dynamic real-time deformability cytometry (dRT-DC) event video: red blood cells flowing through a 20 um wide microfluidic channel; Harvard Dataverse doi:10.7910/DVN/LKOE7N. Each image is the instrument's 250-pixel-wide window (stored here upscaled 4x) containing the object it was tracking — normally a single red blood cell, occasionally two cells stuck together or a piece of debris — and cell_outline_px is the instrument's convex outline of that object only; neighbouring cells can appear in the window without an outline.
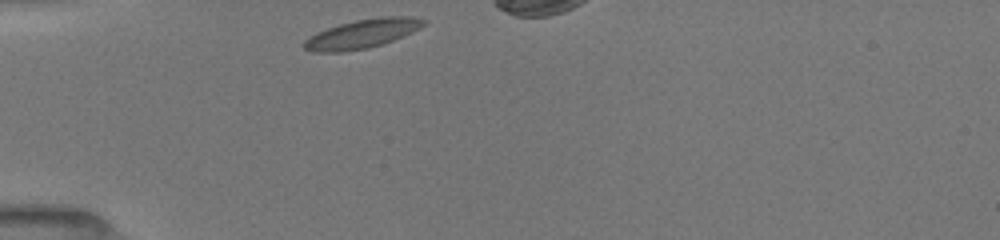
{"species": "common noctule bat (a hibernating species)", "species_latin": "Nyctalus noctula", "temperature_condition": "room temperature", "stored_images_in_passage": 28, "camera_frame_rate_fps": 3000, "um_per_image_px": 0.085, "animal": {"sex": "female", "body_mass_g": 19.5, "forearm_length_mm": 54.1}, "frame": {"image": 1, "passage_image": 1, "time_ms": 0.0, "image_size_px": [1000, 240], "cell_outline_px": [[428, 24], [412, 32], [392, 40], [368, 48], [340, 52], [312, 52], [304, 48], [300, 44], [308, 36], [316, 32], [340, 24], [356, 20], [380, 16], [412, 16], [428, 20]], "centroid_in_image_um": [30.78, 2.86], "position_along_channel_um": 54.2, "area_um2": 20.35}}
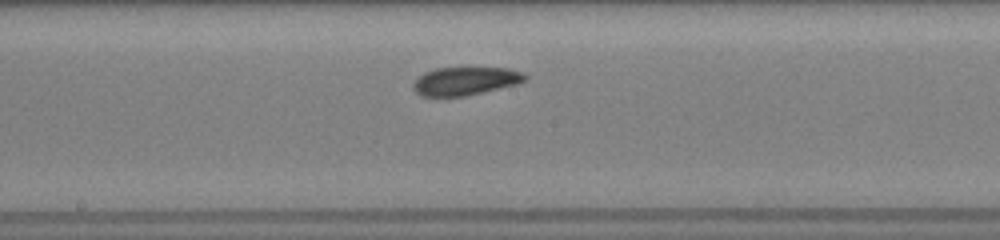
{"frame": {"image": 2, "passage_image": 14, "time_ms": 4.333, "image_size_px": [1000, 240], "cell_outline_px": [[528, 76], [524, 80], [516, 84], [484, 92], [464, 96], [420, 96], [412, 88], [412, 84], [424, 72], [436, 68], [508, 68], [524, 72]], "centroid_in_image_um": [39.55, 6.89], "position_along_channel_um": 208.7, "area_um2": 18.32}}
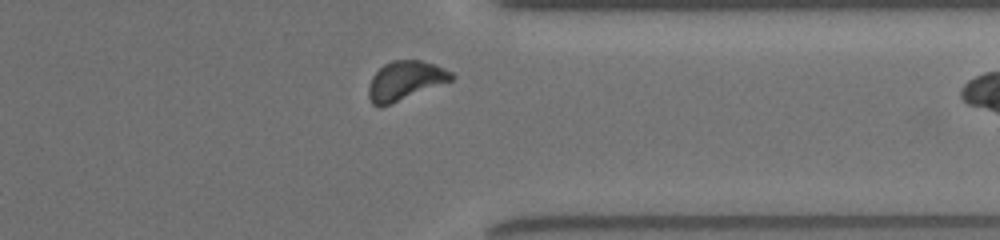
{"frame": {"image": 3, "passage_image": 27, "time_ms": 8.667, "image_size_px": [1000, 240], "cell_outline_px": [[456, 76], [452, 80], [388, 104], [372, 104], [368, 96], [368, 84], [372, 76], [384, 64], [392, 60], [420, 60], [436, 64], [452, 72]], "centroid_in_image_um": [34.45, 6.8], "position_along_channel_um": 377.0, "area_um2": 18.44}}